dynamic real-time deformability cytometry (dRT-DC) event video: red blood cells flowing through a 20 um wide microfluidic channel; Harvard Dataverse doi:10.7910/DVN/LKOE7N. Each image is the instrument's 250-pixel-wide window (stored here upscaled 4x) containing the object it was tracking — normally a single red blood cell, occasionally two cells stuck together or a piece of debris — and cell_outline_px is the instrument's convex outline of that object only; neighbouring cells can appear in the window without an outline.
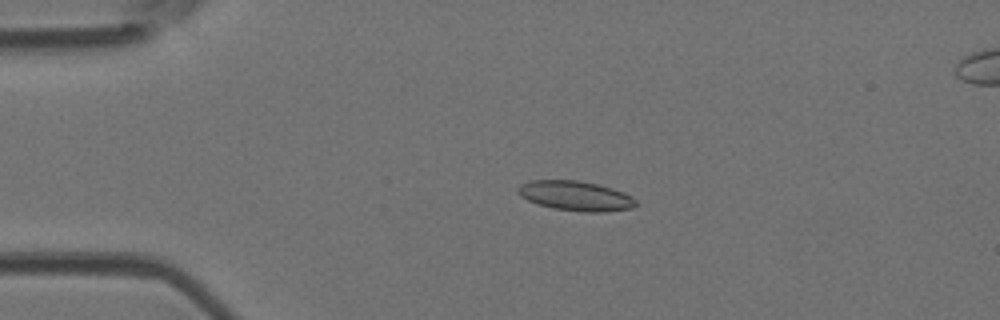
{"species": "Egyptian fruit bat (a non-hibernating species)", "species_latin": "Rousettus aegyptiacus", "temperature_condition": "room temperature", "stored_images_in_passage": 3, "camera_frame_rate_fps": 3000, "um_per_image_px": 0.085, "animal": {"sex": "female"}, "frame": {"image": 1, "passage_image": 1, "time_ms": 0.0, "image_size_px": [1000, 320], "cell_outline_px": [[636, 204], [632, 208], [604, 212], [584, 212], [552, 208], [536, 204], [520, 196], [516, 192], [516, 188], [520, 184], [528, 180], [576, 180], [596, 184], [612, 188], [624, 192], [632, 196], [636, 200]], "centroid_in_image_um": [48.88, 16.65], "position_along_channel_um": 36.1, "area_um2": 20.63}}